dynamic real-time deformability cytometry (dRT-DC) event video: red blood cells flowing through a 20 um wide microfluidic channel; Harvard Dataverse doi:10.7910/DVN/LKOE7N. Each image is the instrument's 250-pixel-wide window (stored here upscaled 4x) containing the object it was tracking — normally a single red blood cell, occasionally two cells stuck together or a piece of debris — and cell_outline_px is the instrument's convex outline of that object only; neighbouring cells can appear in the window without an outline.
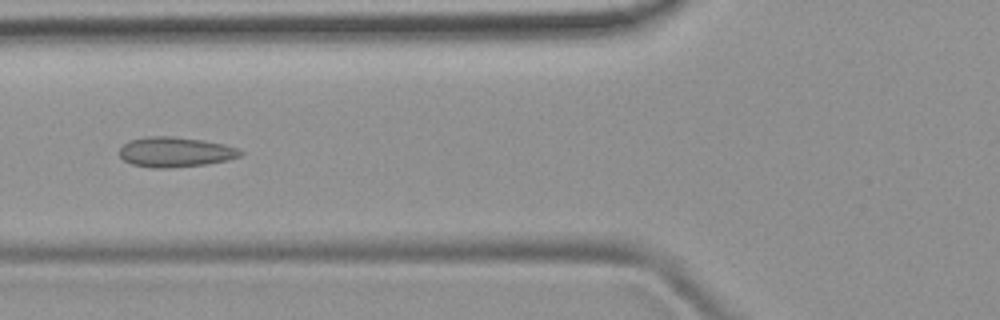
{"species": "common noctule bat (a hibernating species)", "species_latin": "Nyctalus noctula", "temperature_condition": "room temperature", "stored_images_in_passage": 45, "camera_frame_rate_fps": 3000, "um_per_image_px": 0.085, "animal": {"sex": "female", "body_mass_g": 19.9}, "frame": {"image": 1, "passage_image": 14, "time_ms": 4.333, "image_size_px": [1000, 320], "cell_outline_px": [[244, 152], [240, 156], [228, 160], [208, 164], [168, 168], [152, 168], [132, 164], [124, 160], [120, 156], [120, 148], [128, 140], [148, 136], [172, 136], [204, 140], [224, 144], [236, 148]], "centroid_in_image_um": [14.9, 12.92], "position_along_channel_um": 110.9, "area_um2": 21.27}}
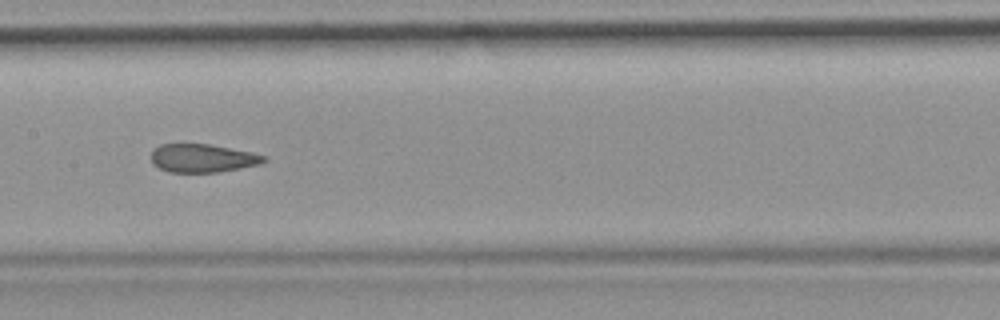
{"frame": {"image": 2, "passage_image": 20, "time_ms": 6.333, "image_size_px": [1000, 320], "cell_outline_px": [[268, 160], [260, 164], [240, 168], [216, 172], [168, 172], [152, 164], [152, 152], [160, 144], [208, 144], [252, 152], [268, 156]], "centroid_in_image_um": [17.25, 13.44], "position_along_channel_um": 190.1, "area_um2": 18.55}, "authors_computed_cell_mechanics": {"area_um2": 20.1722, "velocity_mm_per_s": 3.9672, "shape_relaxation_time_tau1_ms": null, "shape_relaxation_time_tau2_ms": 1.4133, "deformation_change_tau1": null, "deformation_change_tau2": 0.0677}}